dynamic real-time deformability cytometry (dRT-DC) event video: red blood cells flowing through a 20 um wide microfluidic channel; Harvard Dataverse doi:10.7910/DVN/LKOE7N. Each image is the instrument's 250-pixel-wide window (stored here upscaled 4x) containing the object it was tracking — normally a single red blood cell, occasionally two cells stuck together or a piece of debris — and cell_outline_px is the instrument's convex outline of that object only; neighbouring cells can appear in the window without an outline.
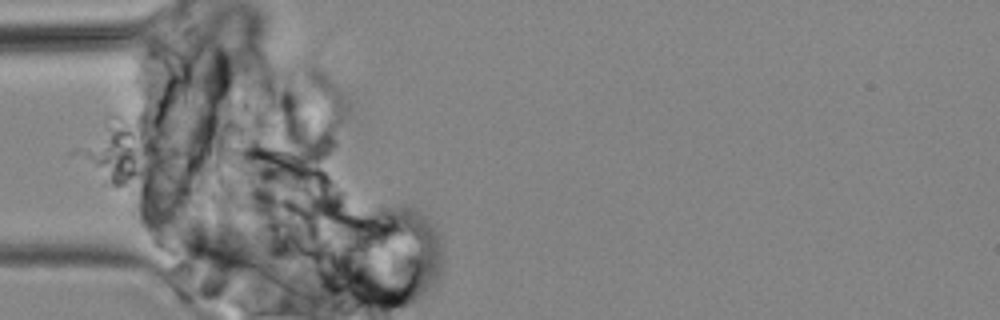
{"species": "common noctule bat (a hibernating species)", "species_latin": "Nyctalus noctula", "temperature_condition": "cold", "stored_images_in_passage": 4, "camera_frame_rate_fps": 3000, "um_per_image_px": 0.085, "animal": {"sex": "male", "body_mass_g": 19.2, "forearm_length_mm": 51.8}, "frame": {"image": 1, "passage_image": 1, "time_ms": 0.0, "image_size_px": [1000, 320], "cell_outline_px": [[292, 296], [272, 296], [168, 256], [168, 244], [172, 240], [180, 236], [212, 228], [244, 244], [284, 268], [292, 280]], "centroid_in_image_um": [19.67, 22.22], "position_along_channel_um": 65.3, "area_um2": 31.39}}
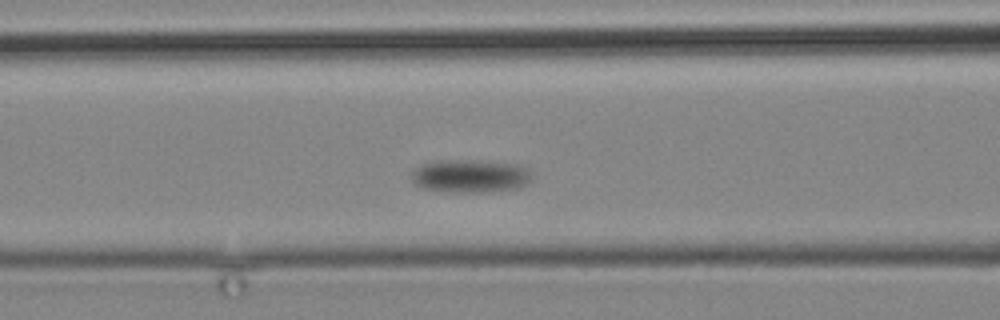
{"frame": {"image": 2, "passage_image": 4, "time_ms": 3.333, "image_size_px": [1000, 320], "cell_outline_px": [[532, 184], [520, 188], [500, 192], [444, 192], [424, 188], [416, 184], [412, 180], [412, 168], [420, 164], [436, 160], [464, 160], [516, 164], [524, 168], [528, 172]], "centroid_in_image_um": [39.95, 14.99], "position_along_channel_um": 126.6, "area_um2": 23.52}}